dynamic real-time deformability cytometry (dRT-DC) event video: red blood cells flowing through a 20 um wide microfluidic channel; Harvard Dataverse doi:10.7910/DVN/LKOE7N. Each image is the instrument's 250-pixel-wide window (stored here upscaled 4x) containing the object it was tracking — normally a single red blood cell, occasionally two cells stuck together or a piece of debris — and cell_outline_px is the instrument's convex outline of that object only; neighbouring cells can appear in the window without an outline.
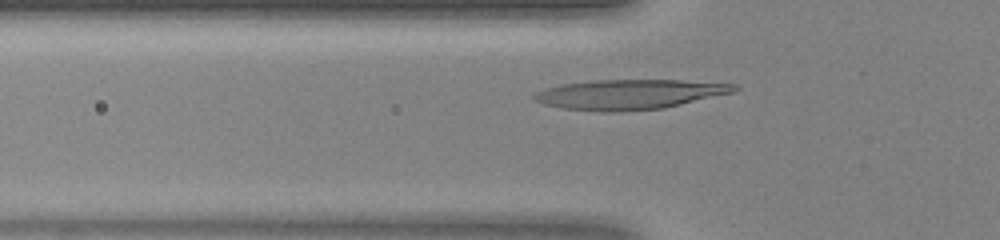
{"species": "human", "species_latin": "Homo sapiens", "temperature_condition": "warm", "stored_images_in_passage": 29, "camera_frame_rate_fps": 3000, "um_per_image_px": 0.085, "donor": {"sex": "female"}, "frame": {"image": 1, "passage_image": 6, "time_ms": 1.667, "image_size_px": [1000, 240], "cell_outline_px": [[740, 88], [732, 92], [664, 108], [620, 112], [600, 112], [564, 108], [544, 104], [532, 100], [532, 96], [536, 92], [560, 84], [592, 80], [680, 80], [736, 84]], "centroid_in_image_um": [53.46, 8.02], "position_along_channel_um": 72.3, "area_um2": 34.8}}
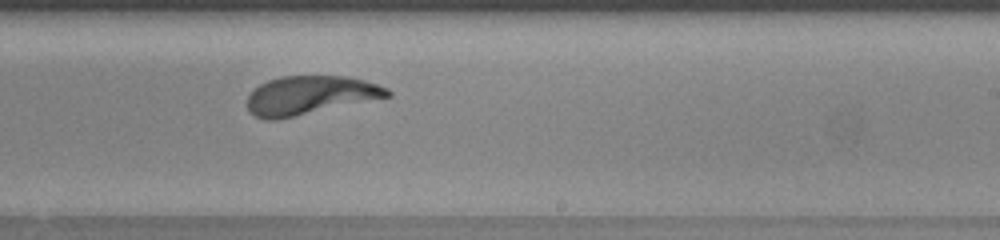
{"frame": {"image": 2, "passage_image": 19, "time_ms": 6.0, "image_size_px": [1000, 240], "cell_outline_px": [[392, 96], [276, 120], [264, 120], [248, 112], [248, 96], [260, 84], [268, 80], [280, 76], [344, 76], [364, 80], [388, 88], [392, 92]], "centroid_in_image_um": [26.35, 8.1], "position_along_channel_um": 262.7, "area_um2": 31.44}}
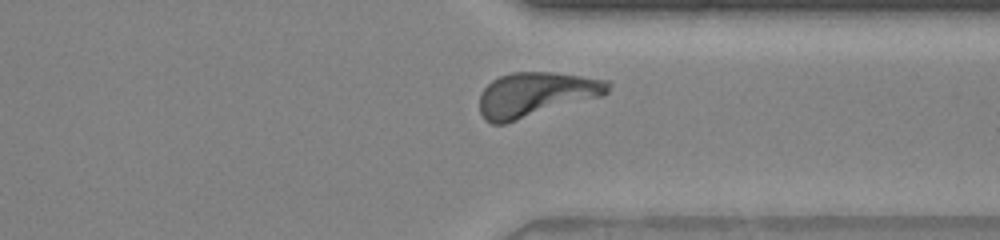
{"frame": {"image": 3, "passage_image": 26, "time_ms": 8.333, "image_size_px": [1000, 240], "cell_outline_px": [[612, 84], [608, 92], [604, 96], [504, 124], [492, 124], [484, 120], [480, 112], [480, 92], [492, 80], [500, 76], [512, 72], [552, 72], [612, 80]], "centroid_in_image_um": [45.59, 8.03], "position_along_channel_um": 365.8, "area_um2": 33.76}}